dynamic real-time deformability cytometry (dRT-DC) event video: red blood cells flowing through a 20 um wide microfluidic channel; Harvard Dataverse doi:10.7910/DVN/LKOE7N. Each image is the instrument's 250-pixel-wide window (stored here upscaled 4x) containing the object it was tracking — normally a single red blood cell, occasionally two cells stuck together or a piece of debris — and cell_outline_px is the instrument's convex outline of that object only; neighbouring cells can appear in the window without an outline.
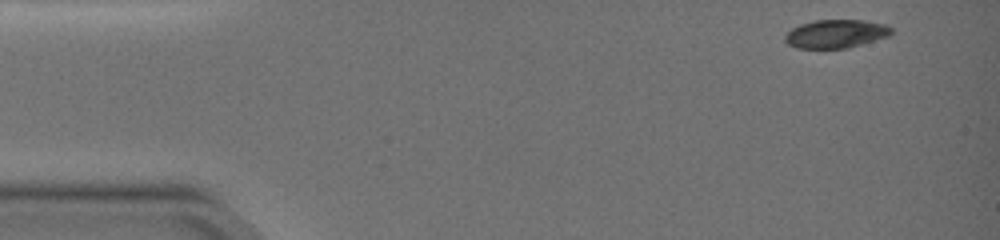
{"species": "common noctule bat (a hibernating species)", "species_latin": "Nyctalus noctula", "temperature_condition": "warm", "stored_images_in_passage": 10, "camera_frame_rate_fps": 3000, "um_per_image_px": 0.085, "animal": {"sex": "female", "body_mass_g": 19.0, "forearm_length_mm": 51.5}, "frame": {"image": 1, "passage_image": 1, "time_ms": 0.0, "image_size_px": [1000, 240], "cell_outline_px": [[892, 32], [888, 36], [848, 48], [796, 48], [788, 44], [784, 40], [784, 36], [792, 28], [800, 24], [812, 20], [864, 20], [888, 24], [892, 28]], "centroid_in_image_um": [71.05, 2.86], "position_along_channel_um": 14.0, "area_um2": 17.69}}
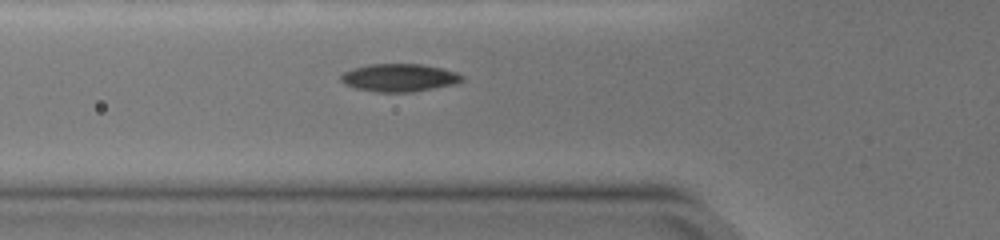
{"frame": {"image": 2, "passage_image": 7, "time_ms": 5.0, "image_size_px": [1000, 240], "cell_outline_px": [[464, 80], [456, 84], [412, 92], [376, 92], [356, 88], [344, 84], [340, 80], [340, 76], [344, 72], [352, 68], [368, 64], [420, 64], [440, 68], [456, 72], [464, 76]], "centroid_in_image_um": [33.93, 6.6], "position_along_channel_um": 91.9, "area_um2": 19.71}}
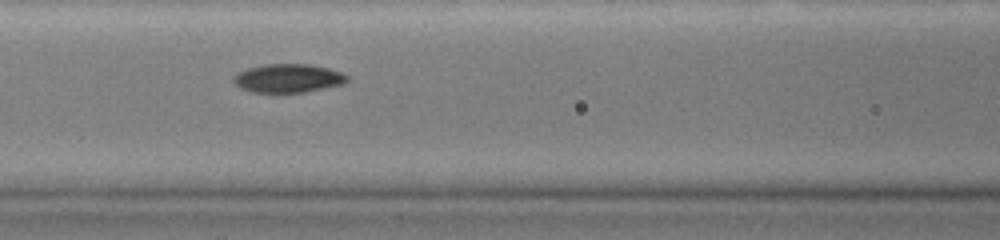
{"frame": {"image": 3, "passage_image": 9, "time_ms": 6.333, "image_size_px": [1000, 240], "cell_outline_px": [[348, 80], [344, 84], [304, 92], [252, 92], [240, 88], [232, 80], [240, 72], [248, 68], [264, 64], [308, 64], [328, 68], [340, 72], [348, 76]], "centroid_in_image_um": [24.51, 6.65], "position_along_channel_um": 142.1, "area_um2": 18.73}}